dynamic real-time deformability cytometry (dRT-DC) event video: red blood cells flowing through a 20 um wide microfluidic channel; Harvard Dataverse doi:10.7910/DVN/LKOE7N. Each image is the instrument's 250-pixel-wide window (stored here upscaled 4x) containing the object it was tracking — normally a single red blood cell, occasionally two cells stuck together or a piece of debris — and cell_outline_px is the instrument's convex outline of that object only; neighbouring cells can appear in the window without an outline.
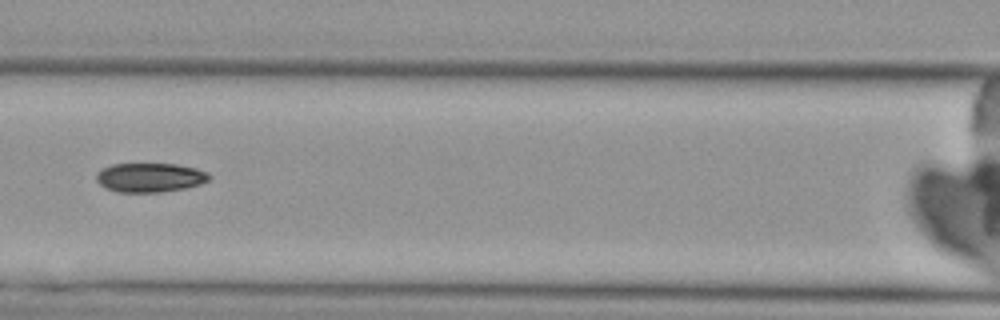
{"species": "Egyptian fruit bat (a non-hibernating species)", "species_latin": "Rousettus aegyptiacus", "temperature_condition": "cold", "stored_images_in_passage": 7, "camera_frame_rate_fps": 3000, "um_per_image_px": 0.085, "animal": {"sex": "female"}, "frame": {"image": 1, "passage_image": 7, "time_ms": 7.0, "image_size_px": [1000, 320], "cell_outline_px": [[212, 176], [208, 180], [200, 184], [184, 188], [160, 192], [116, 192], [104, 188], [96, 180], [96, 172], [100, 168], [112, 164], [176, 164], [196, 168], [208, 172]], "centroid_in_image_um": [12.71, 15.08], "position_along_channel_um": 153.9, "area_um2": 19.36}}